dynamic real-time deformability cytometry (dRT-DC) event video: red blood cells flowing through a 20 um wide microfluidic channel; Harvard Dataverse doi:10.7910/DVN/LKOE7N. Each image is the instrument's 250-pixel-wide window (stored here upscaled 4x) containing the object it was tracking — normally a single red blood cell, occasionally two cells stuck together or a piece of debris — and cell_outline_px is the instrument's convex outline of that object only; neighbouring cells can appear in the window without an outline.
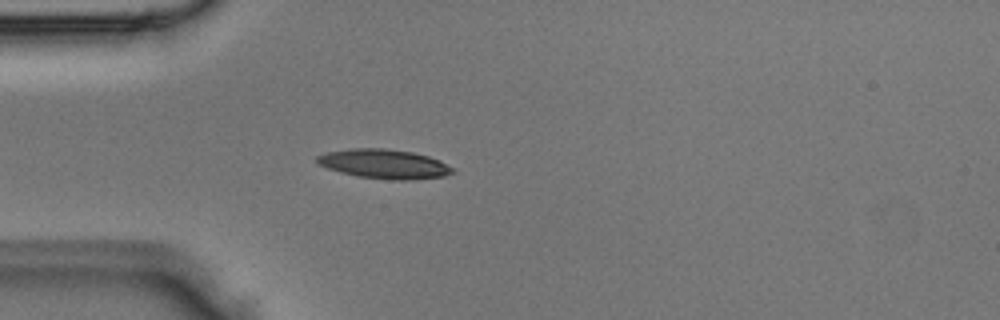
{"species": "Egyptian fruit bat (a non-hibernating species)", "species_latin": "Rousettus aegyptiacus", "temperature_condition": "room temperature", "stored_images_in_passage": 4, "camera_frame_rate_fps": 3000, "um_per_image_px": 0.085, "animal": {"sex": "male"}, "frame": {"image": 1, "passage_image": 4, "time_ms": 1.0, "image_size_px": [1000, 320], "cell_outline_px": [[456, 172], [444, 176], [412, 180], [392, 180], [356, 176], [340, 172], [316, 164], [316, 156], [328, 152], [352, 148], [384, 148], [412, 152], [428, 156], [440, 160], [456, 168]], "centroid_in_image_um": [32.69, 13.94], "position_along_channel_um": 52.3, "area_um2": 23.41}}